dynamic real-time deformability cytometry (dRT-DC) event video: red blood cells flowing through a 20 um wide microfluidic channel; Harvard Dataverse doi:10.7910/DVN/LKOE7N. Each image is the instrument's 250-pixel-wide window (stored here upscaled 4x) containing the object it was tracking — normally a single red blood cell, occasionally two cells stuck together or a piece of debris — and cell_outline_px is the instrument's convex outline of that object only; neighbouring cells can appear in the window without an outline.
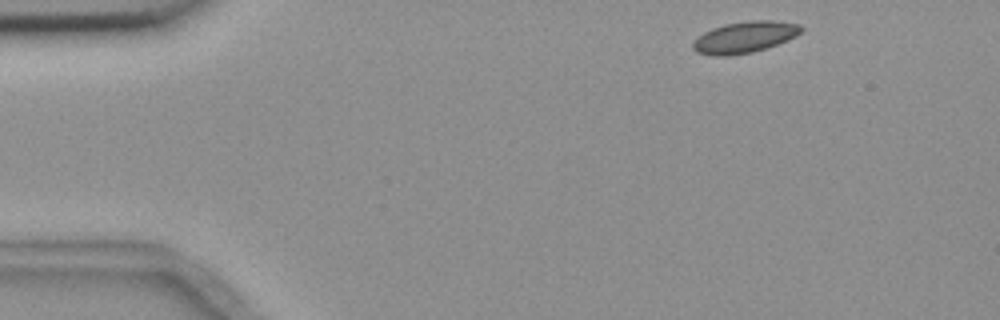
{"species": "common noctule bat (a hibernating species)", "species_latin": "Nyctalus noctula", "temperature_condition": "room temperature", "stored_images_in_passage": 3, "camera_frame_rate_fps": 3000, "um_per_image_px": 0.085, "animal": {"sex": "female", "body_mass_g": 18.4}, "frame": {"image": 1, "passage_image": 1, "time_ms": 0.0, "image_size_px": [1000, 320], "cell_outline_px": [[804, 28], [796, 36], [788, 40], [752, 52], [728, 56], [712, 56], [696, 52], [692, 48], [692, 44], [704, 32], [712, 28], [724, 24], [748, 20], [776, 20], [800, 24]], "centroid_in_image_um": [63.3, 3.15], "position_along_channel_um": 21.7, "area_um2": 19.83}}
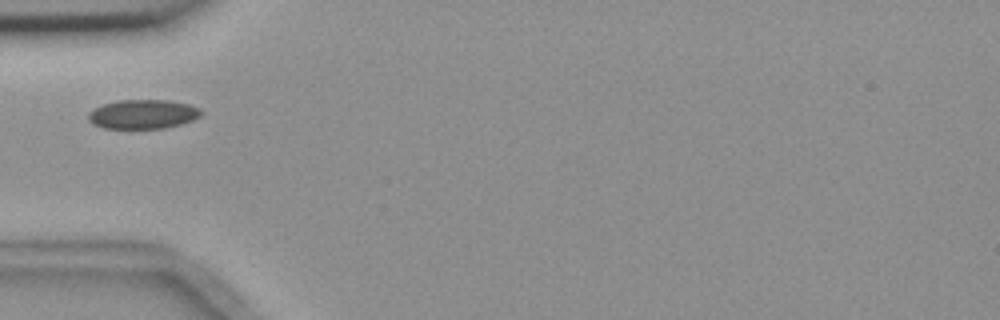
{"frame": {"image": 2, "passage_image": 3, "time_ms": 3.667, "image_size_px": [1000, 320], "cell_outline_px": [[204, 112], [200, 116], [192, 120], [180, 124], [164, 128], [104, 128], [92, 124], [88, 120], [88, 112], [92, 108], [116, 100], [168, 100], [188, 104], [200, 108]], "centroid_in_image_um": [12.12, 9.7], "position_along_channel_um": 72.9, "area_um2": 19.31}}